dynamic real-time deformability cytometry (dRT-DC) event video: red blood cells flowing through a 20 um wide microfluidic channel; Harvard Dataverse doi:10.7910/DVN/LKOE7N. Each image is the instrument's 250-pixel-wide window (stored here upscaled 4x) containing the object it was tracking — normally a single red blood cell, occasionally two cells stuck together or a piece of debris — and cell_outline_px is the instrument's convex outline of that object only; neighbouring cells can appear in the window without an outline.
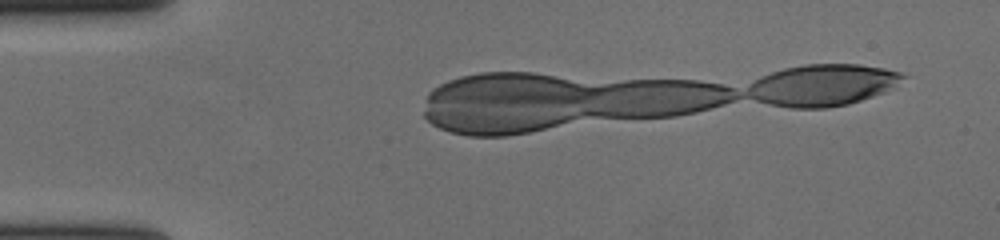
{"species": "human", "species_latin": "Homo sapiens", "temperature_condition": "cold", "stored_images_in_passage": 2, "segment_of_instrument_passage": [2, 2], "camera_frame_rate_fps": 3000, "um_per_image_px": 0.085, "donor": {"sex": "female"}, "frame": {"image": 1, "passage_image": 2, "time_ms": 0.333, "image_size_px": [1000, 240], "cell_outline_px": [[728, 100], [716, 104], [684, 112], [660, 116], [616, 116], [648, 80], [680, 80], [712, 84], [728, 88]], "centroid_in_image_um": [57.21, 8.32], "position_along_channel_um": 27.8, "area_um2": 20.4}}